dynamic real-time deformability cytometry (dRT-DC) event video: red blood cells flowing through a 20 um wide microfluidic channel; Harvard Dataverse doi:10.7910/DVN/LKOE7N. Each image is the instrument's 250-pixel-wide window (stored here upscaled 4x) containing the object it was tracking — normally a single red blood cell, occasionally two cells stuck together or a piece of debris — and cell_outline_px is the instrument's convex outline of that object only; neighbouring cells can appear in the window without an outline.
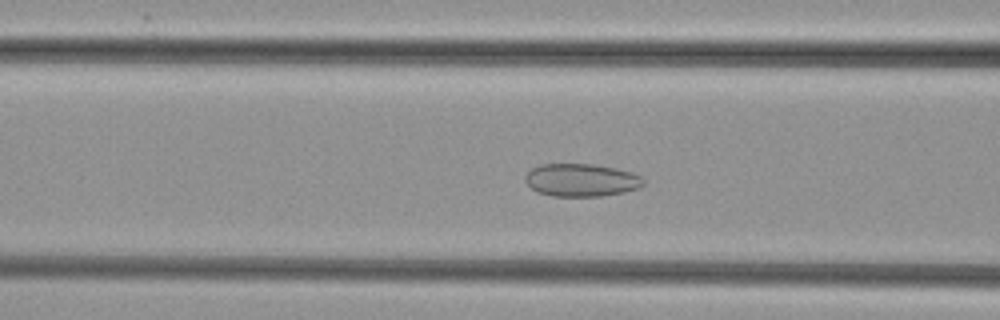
{"species": "common noctule bat (a hibernating species)", "species_latin": "Nyctalus noctula", "temperature_condition": "cold", "stored_images_in_passage": 49, "camera_frame_rate_fps": 3000, "um_per_image_px": 0.085, "animal": {"sex": "female", "body_mass_g": 29.2, "forearm_length_mm": 56.3}, "frame": {"image": 1, "passage_image": 18, "time_ms": 5.667, "image_size_px": [1000, 320], "cell_outline_px": [[644, 184], [640, 188], [624, 192], [600, 196], [552, 196], [536, 192], [524, 180], [524, 176], [532, 168], [540, 164], [592, 164], [616, 168], [632, 172], [644, 176]], "centroid_in_image_um": [49.43, 15.3], "position_along_channel_um": 117.2, "area_um2": 22.83}}
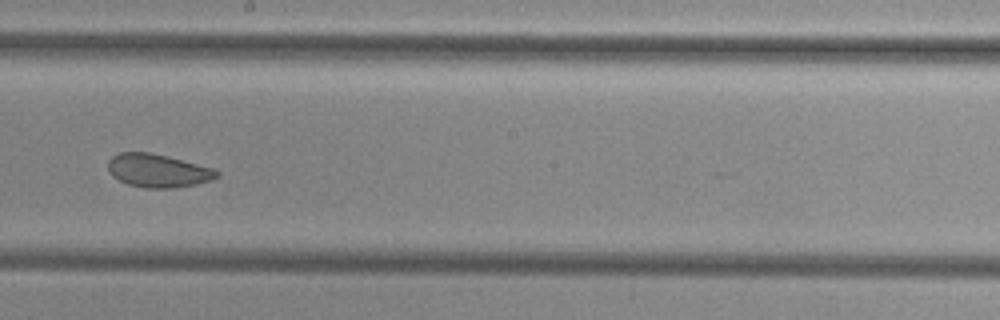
{"frame": {"image": 2, "passage_image": 27, "time_ms": 8.667, "image_size_px": [1000, 320], "cell_outline_px": [[220, 176], [212, 180], [196, 184], [176, 188], [148, 188], [128, 184], [112, 176], [108, 172], [108, 160], [112, 156], [120, 152], [148, 152], [168, 156], [212, 168], [220, 172]], "centroid_in_image_um": [13.42, 14.5], "position_along_channel_um": 234.8, "area_um2": 21.15}}
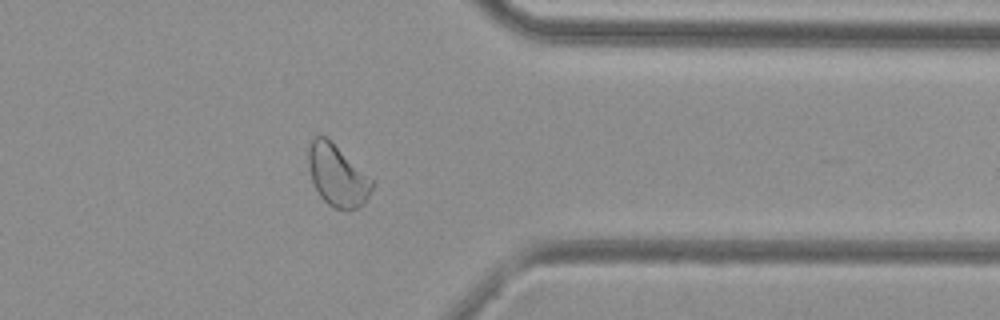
{"frame": {"image": 3, "passage_image": 39, "time_ms": 12.667, "image_size_px": [1000, 320], "cell_outline_px": [[372, 188], [364, 204], [348, 212], [344, 212], [328, 204], [320, 196], [312, 180], [308, 164], [308, 144], [316, 136], [324, 136], [372, 180]], "centroid_in_image_um": [28.64, 14.98], "position_along_channel_um": 382.8, "area_um2": 22.2}}